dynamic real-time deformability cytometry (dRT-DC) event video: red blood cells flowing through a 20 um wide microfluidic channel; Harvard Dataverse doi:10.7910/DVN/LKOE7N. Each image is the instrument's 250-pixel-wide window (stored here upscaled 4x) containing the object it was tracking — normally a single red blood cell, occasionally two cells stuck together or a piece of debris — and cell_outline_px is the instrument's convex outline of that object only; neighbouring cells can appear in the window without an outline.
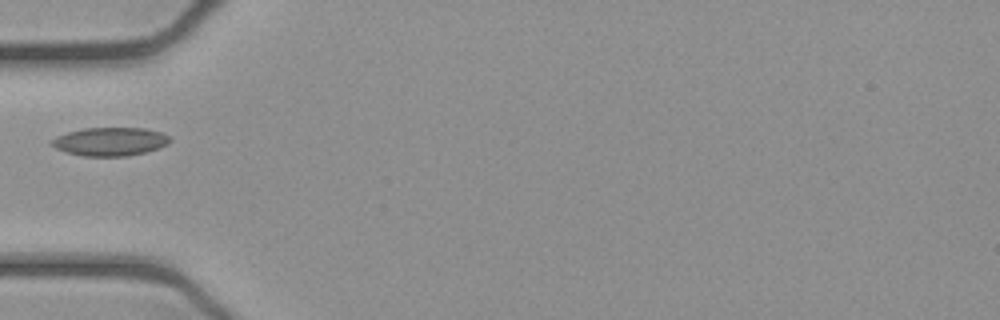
{"species": "common noctule bat (a hibernating species)", "species_latin": "Nyctalus noctula", "temperature_condition": "cold", "stored_images_in_passage": 5, "camera_frame_rate_fps": 3000, "um_per_image_px": 0.085, "animal": {"sex": "female", "body_mass_g": 21.9}, "frame": {"image": 1, "passage_image": 1, "time_ms": 0.0, "image_size_px": [1000, 320], "cell_outline_px": [[172, 140], [168, 144], [144, 152], [124, 156], [84, 156], [68, 152], [56, 148], [48, 144], [48, 140], [56, 136], [68, 132], [84, 128], [144, 128], [160, 132], [168, 136]], "centroid_in_image_um": [9.3, 12.02], "position_along_channel_um": 75.7, "area_um2": 19.48}}